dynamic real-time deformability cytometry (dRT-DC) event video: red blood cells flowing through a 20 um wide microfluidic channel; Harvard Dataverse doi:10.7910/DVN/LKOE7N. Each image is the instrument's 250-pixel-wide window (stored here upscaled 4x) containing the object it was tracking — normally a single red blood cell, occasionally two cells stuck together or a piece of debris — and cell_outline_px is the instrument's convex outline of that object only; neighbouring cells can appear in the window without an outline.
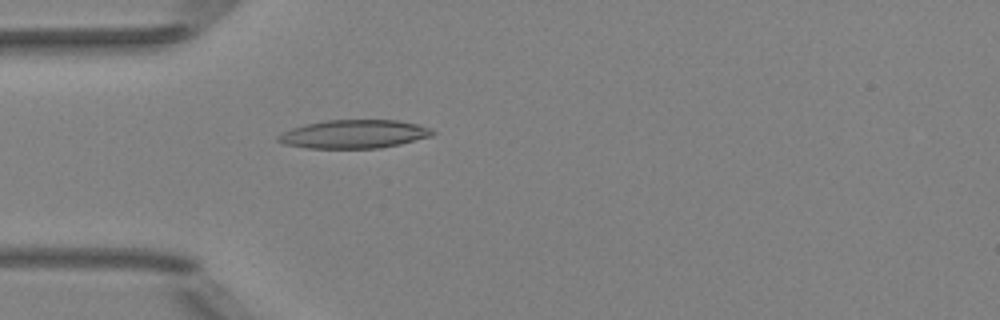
{"species": "Egyptian fruit bat (a non-hibernating species)", "species_latin": "Rousettus aegyptiacus", "temperature_condition": "room temperature", "stored_images_in_passage": 42, "camera_frame_rate_fps": 3000, "um_per_image_px": 0.085, "animal": {"sex": "female"}, "frame": {"image": 1, "passage_image": 6, "time_ms": 1.667, "image_size_px": [1000, 320], "cell_outline_px": [[436, 132], [432, 136], [400, 144], [380, 148], [308, 148], [284, 144], [276, 140], [276, 136], [280, 132], [304, 124], [328, 120], [396, 120], [416, 124], [428, 128]], "centroid_in_image_um": [30.04, 11.4], "position_along_channel_um": 55.0, "area_um2": 25.61}}
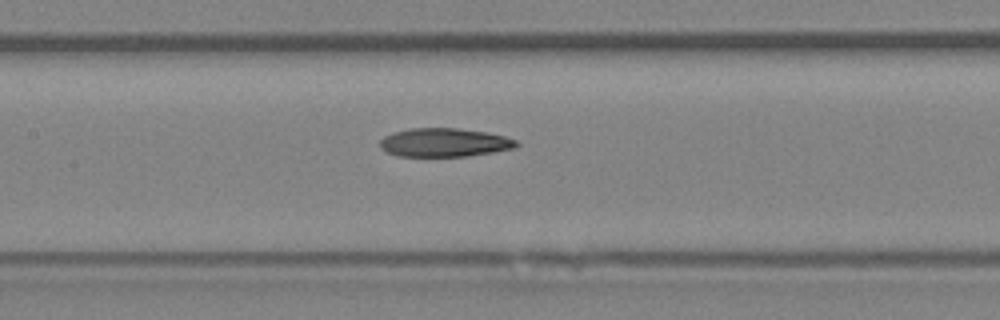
{"frame": {"image": 2, "passage_image": 15, "time_ms": 4.667, "image_size_px": [1000, 320], "cell_outline_px": [[520, 144], [516, 148], [468, 156], [396, 156], [380, 148], [380, 140], [384, 136], [392, 132], [412, 128], [456, 128], [488, 132], [504, 136], [516, 140]], "centroid_in_image_um": [37.77, 12.11], "position_along_channel_um": 169.6, "area_um2": 22.83}}
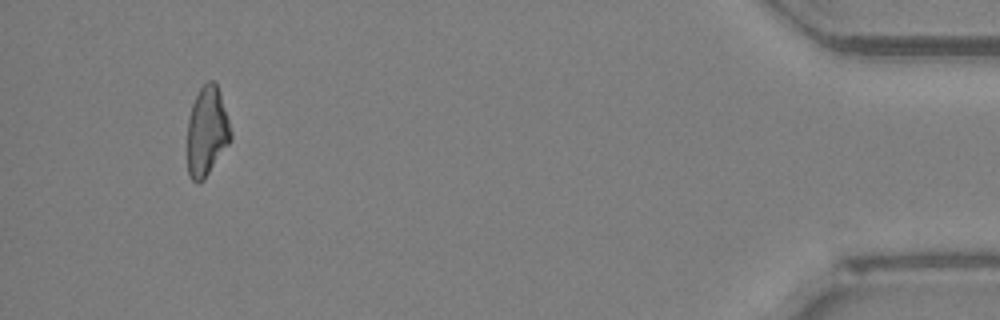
{"frame": {"image": 3, "passage_image": 39, "time_ms": 12.667, "image_size_px": [1000, 320], "cell_outline_px": [[232, 140], [204, 180], [200, 184], [196, 184], [192, 180], [188, 172], [188, 120], [192, 104], [200, 88], [208, 80], [212, 80], [216, 84], [220, 92], [232, 132]], "centroid_in_image_um": [17.6, 11.2], "position_along_channel_um": 417.6, "area_um2": 22.72}, "authors_computed_cell_mechanics": {"area_um2": 23.1778, "velocity_mm_per_s": 4.0254, "shape_relaxation_time_tau1_ms": null, "shape_relaxation_time_tau2_ms": 5.9819, "deformation_change_tau1": null, "deformation_change_tau2": 0.163}}